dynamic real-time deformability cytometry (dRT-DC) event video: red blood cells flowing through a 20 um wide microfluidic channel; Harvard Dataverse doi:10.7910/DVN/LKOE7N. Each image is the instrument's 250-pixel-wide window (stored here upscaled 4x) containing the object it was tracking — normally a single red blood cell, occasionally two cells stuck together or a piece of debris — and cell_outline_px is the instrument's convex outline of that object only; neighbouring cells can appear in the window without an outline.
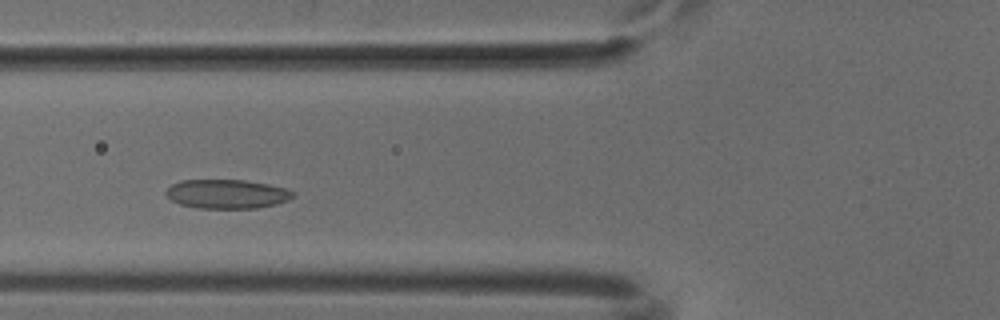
{"species": "common noctule bat (a hibernating species)", "species_latin": "Nyctalus noctula", "temperature_condition": "cold", "stored_images_in_passage": 47, "camera_frame_rate_fps": 3000, "um_per_image_px": 0.085, "animal": {"sex": "male", "body_mass_g": 18.8}, "frame": {"image": 1, "passage_image": 13, "time_ms": 4.0, "image_size_px": [1000, 320], "cell_outline_px": [[296, 196], [288, 200], [276, 204], [256, 208], [196, 208], [180, 204], [172, 200], [164, 192], [172, 184], [180, 180], [244, 180], [268, 184], [288, 188], [296, 192]], "centroid_in_image_um": [19.33, 16.48], "position_along_channel_um": 106.5, "area_um2": 21.68}}
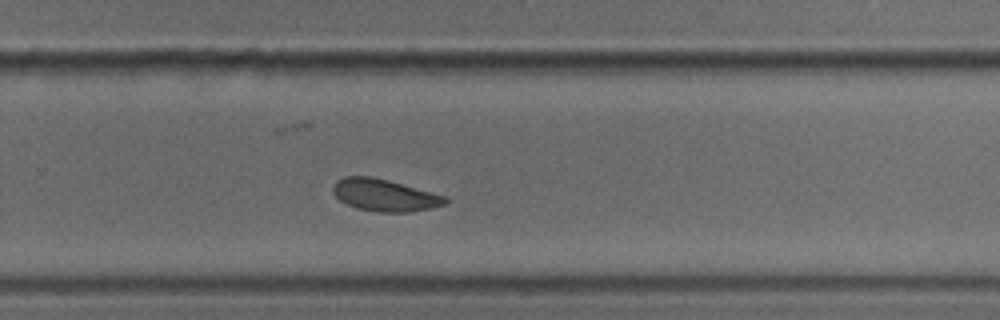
{"frame": {"image": 2, "passage_image": 28, "time_ms": 9.0, "image_size_px": [1000, 320], "cell_outline_px": [[448, 200], [444, 204], [432, 208], [408, 212], [376, 212], [356, 208], [340, 200], [332, 192], [332, 184], [336, 180], [344, 176], [372, 176], [388, 180], [448, 196]], "centroid_in_image_um": [32.68, 16.58], "position_along_channel_um": 297.1, "area_um2": 21.15}}
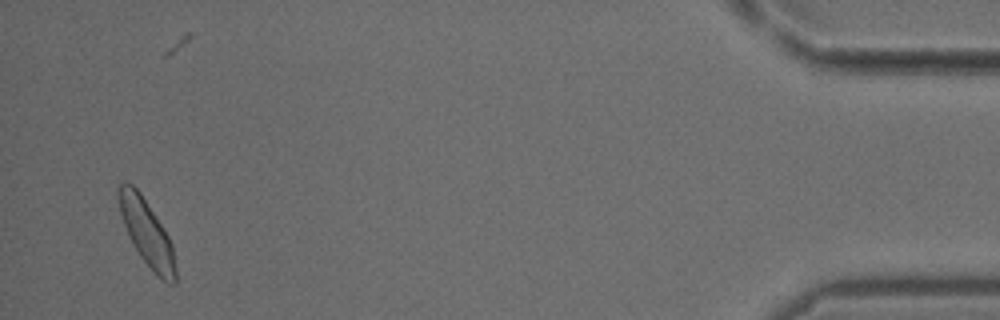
{"frame": {"image": 3, "passage_image": 44, "time_ms": 14.333, "image_size_px": [1000, 320], "cell_outline_px": [[176, 284], [168, 284], [160, 280], [152, 272], [140, 256], [124, 224], [120, 212], [116, 192], [120, 184], [132, 184], [140, 192], [168, 236], [172, 244], [176, 268]], "centroid_in_image_um": [12.5, 19.85], "position_along_channel_um": 422.7, "area_um2": 21.56}}